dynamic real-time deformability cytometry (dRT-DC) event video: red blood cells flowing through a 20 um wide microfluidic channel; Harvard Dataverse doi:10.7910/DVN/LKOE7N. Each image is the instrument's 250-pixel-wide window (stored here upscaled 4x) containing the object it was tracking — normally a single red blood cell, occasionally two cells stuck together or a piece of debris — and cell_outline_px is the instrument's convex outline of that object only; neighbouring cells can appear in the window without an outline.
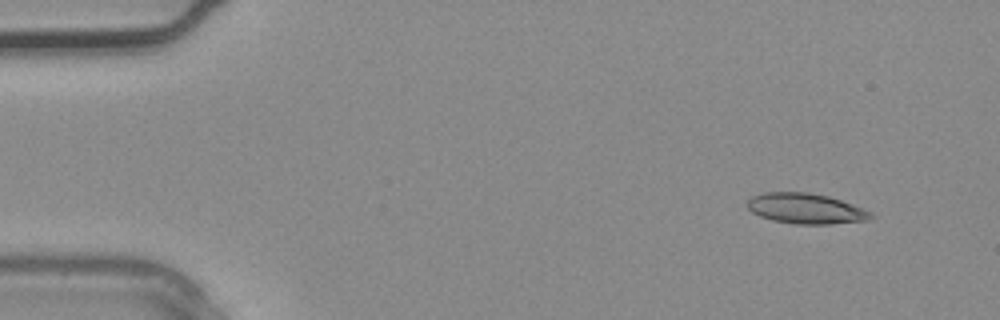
{"species": "common noctule bat (a hibernating species)", "species_latin": "Nyctalus noctula", "temperature_condition": "warm", "stored_images_in_passage": 3, "camera_frame_rate_fps": 3000, "um_per_image_px": 0.085, "animal": {"sex": "male", "body_mass_g": 20.4}, "frame": {"image": 1, "passage_image": 1, "time_ms": 0.0, "image_size_px": [1000, 320], "cell_outline_px": [[876, 216], [868, 220], [832, 224], [796, 224], [772, 220], [760, 216], [752, 212], [748, 208], [748, 200], [752, 196], [764, 192], [808, 192], [828, 196], [852, 204], [872, 212]], "centroid_in_image_um": [68.51, 17.73], "position_along_channel_um": 16.5, "area_um2": 21.91}}